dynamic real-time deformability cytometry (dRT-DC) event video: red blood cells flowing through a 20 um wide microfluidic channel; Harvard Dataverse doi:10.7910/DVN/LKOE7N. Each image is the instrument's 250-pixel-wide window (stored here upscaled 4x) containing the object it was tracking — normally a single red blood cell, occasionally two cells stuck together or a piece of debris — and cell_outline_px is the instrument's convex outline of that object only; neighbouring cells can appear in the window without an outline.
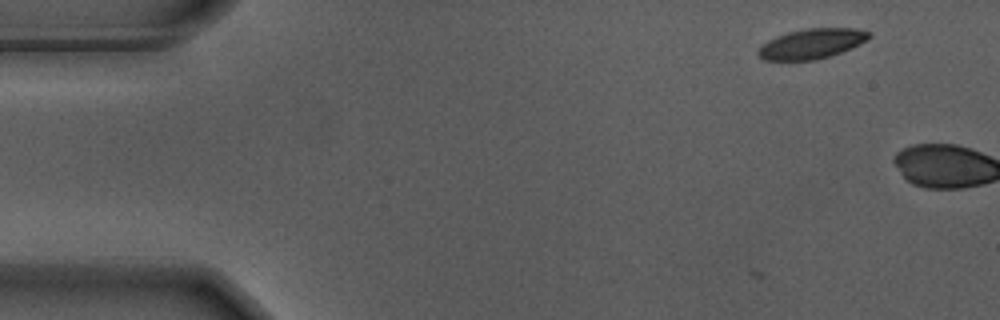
{"species": "Egyptian fruit bat (a non-hibernating species)", "species_latin": "Rousettus aegyptiacus", "temperature_condition": "warm", "stored_images_in_passage": 2, "camera_frame_rate_fps": 3000, "um_per_image_px": 0.085, "animal": {"sex": "male"}, "frame": {"image": 1, "passage_image": 2, "time_ms": 0.333, "image_size_px": [1000, 320], "cell_outline_px": [[872, 36], [868, 40], [860, 44], [832, 56], [816, 60], [764, 60], [756, 52], [768, 40], [776, 36], [788, 32], [808, 28], [856, 28], [872, 32]], "centroid_in_image_um": [69.05, 3.71], "position_along_channel_um": 15.9, "area_um2": 19.48}}